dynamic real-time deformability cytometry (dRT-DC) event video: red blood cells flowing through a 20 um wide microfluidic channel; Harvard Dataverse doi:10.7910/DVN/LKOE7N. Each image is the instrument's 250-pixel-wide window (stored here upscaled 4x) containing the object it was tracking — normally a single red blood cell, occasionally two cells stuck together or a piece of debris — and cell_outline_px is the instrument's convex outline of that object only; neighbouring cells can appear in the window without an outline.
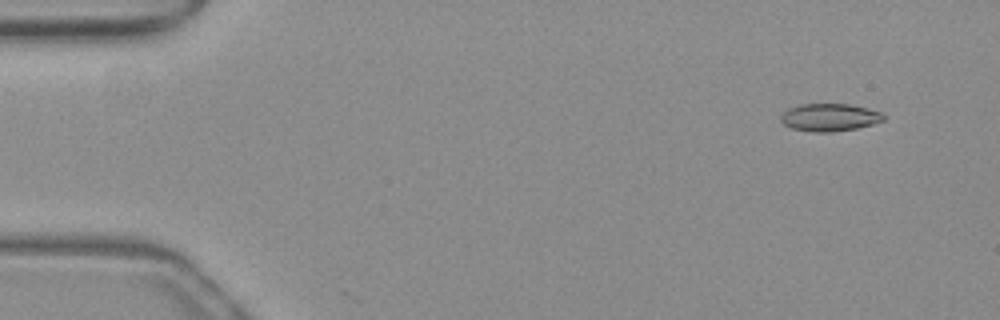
{"species": "common noctule bat (a hibernating species)", "species_latin": "Nyctalus noctula", "temperature_condition": "warm", "stored_images_in_passage": 48, "camera_frame_rate_fps": 3000, "um_per_image_px": 0.085, "animal": {"sex": "female", "body_mass_g": 19.3, "forearm_length_mm": 54.1}, "frame": {"image": 1, "passage_image": 1, "time_ms": 0.0, "image_size_px": [1000, 320], "cell_outline_px": [[884, 120], [872, 124], [856, 128], [832, 132], [812, 132], [792, 128], [784, 124], [780, 120], [780, 116], [788, 108], [800, 104], [848, 104], [868, 108], [880, 112], [884, 116]], "centroid_in_image_um": [70.49, 9.97], "position_along_channel_um": 14.5, "area_um2": 16.47}}
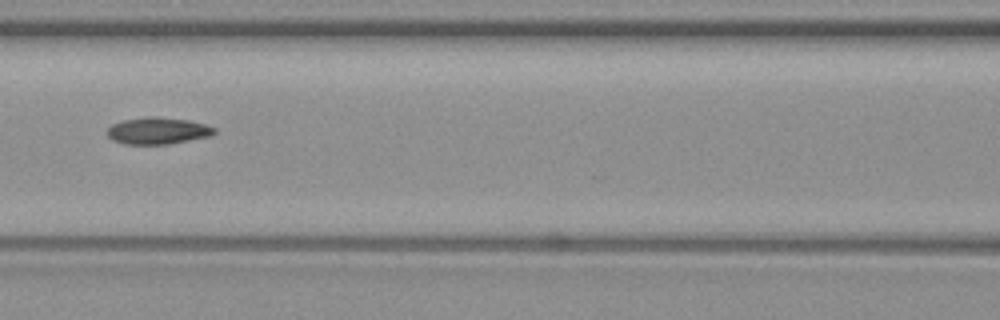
{"frame": {"image": 2, "passage_image": 20, "time_ms": 6.333, "image_size_px": [1000, 320], "cell_outline_px": [[216, 132], [212, 136], [168, 144], [124, 144], [112, 140], [108, 136], [108, 128], [112, 124], [120, 120], [148, 116], [156, 116], [188, 120], [204, 124], [216, 128]], "centroid_in_image_um": [13.41, 11.11], "position_along_channel_um": 153.2, "area_um2": 16.88}}
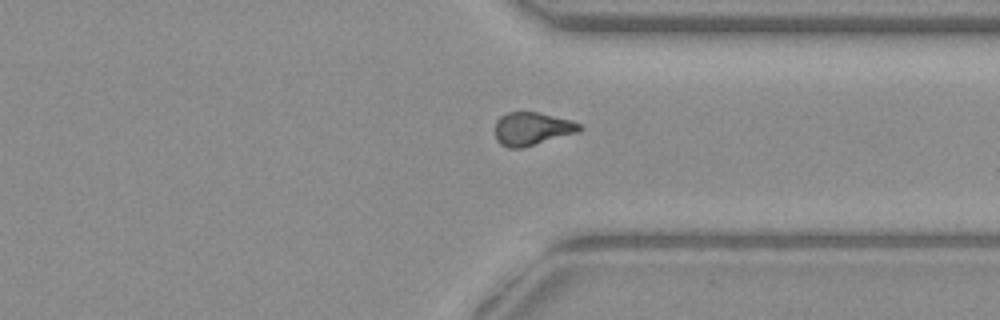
{"frame": {"image": 3, "passage_image": 36, "time_ms": 11.667, "image_size_px": [1000, 320], "cell_outline_px": [[584, 128], [576, 132], [520, 148], [508, 148], [500, 144], [496, 140], [496, 120], [500, 116], [508, 112], [540, 112], [572, 120], [580, 124]], "centroid_in_image_um": [45.2, 10.92], "position_along_channel_um": 366.2, "area_um2": 16.13}, "authors_computed_cell_mechanics": {"area_um2": 16.4441, "velocity_mm_per_s": 4.001, "shape_relaxation_time_tau1_ms": 8.7696, "shape_relaxation_time_tau2_ms": 4.2399, "deformation_change_tau1": 0.2037, "deformation_change_tau2": 0.1161}}